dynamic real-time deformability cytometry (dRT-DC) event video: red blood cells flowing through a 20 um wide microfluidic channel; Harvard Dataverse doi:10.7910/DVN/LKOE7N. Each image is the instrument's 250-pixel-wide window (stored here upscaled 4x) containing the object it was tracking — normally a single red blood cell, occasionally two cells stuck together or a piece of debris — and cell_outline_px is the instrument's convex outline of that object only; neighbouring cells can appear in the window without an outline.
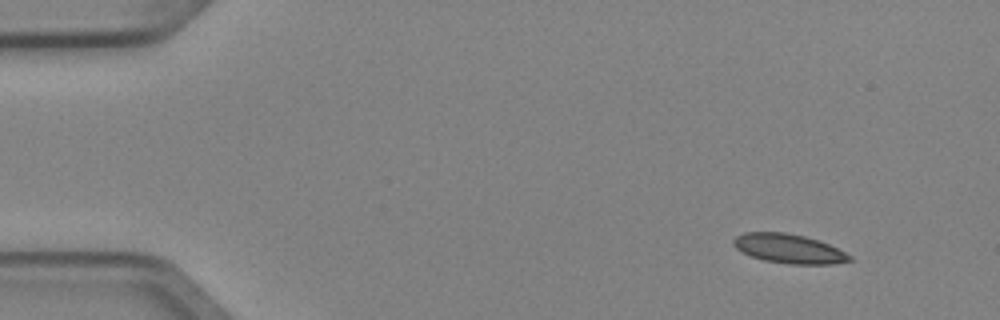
{"species": "Egyptian fruit bat (a non-hibernating species)", "species_latin": "Rousettus aegyptiacus", "temperature_condition": "cold", "stored_images_in_passage": 5, "camera_frame_rate_fps": 3000, "um_per_image_px": 0.085, "animal": {"sex": "female"}, "frame": {"image": 1, "passage_image": 2, "time_ms": 0.333, "image_size_px": [1000, 320], "cell_outline_px": [[852, 260], [832, 264], [792, 264], [764, 260], [752, 256], [736, 248], [732, 244], [732, 240], [736, 236], [744, 232], [784, 232], [804, 236], [828, 244], [852, 256]], "centroid_in_image_um": [67.03, 21.13], "position_along_channel_um": 18.0, "area_um2": 19.54}}
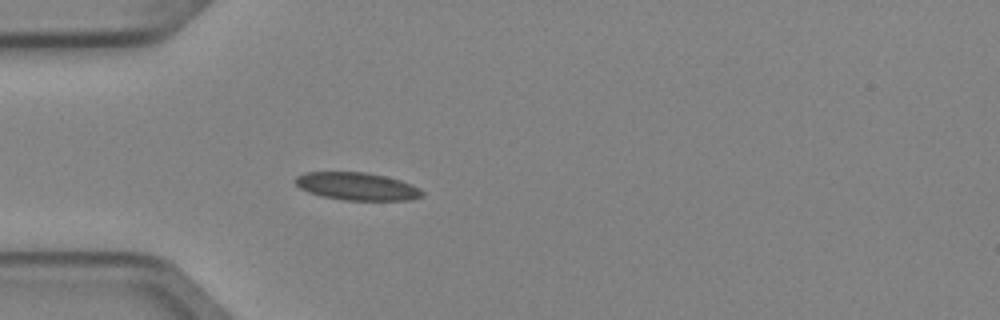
{"frame": {"image": 2, "passage_image": 5, "time_ms": 1.333, "image_size_px": [1000, 320], "cell_outline_px": [[424, 196], [408, 200], [344, 200], [320, 196], [308, 192], [300, 188], [292, 180], [296, 176], [304, 172], [364, 172], [384, 176], [400, 180], [412, 184], [420, 188], [424, 192]], "centroid_in_image_um": [30.32, 15.84], "position_along_channel_um": 54.7, "area_um2": 20.63}}